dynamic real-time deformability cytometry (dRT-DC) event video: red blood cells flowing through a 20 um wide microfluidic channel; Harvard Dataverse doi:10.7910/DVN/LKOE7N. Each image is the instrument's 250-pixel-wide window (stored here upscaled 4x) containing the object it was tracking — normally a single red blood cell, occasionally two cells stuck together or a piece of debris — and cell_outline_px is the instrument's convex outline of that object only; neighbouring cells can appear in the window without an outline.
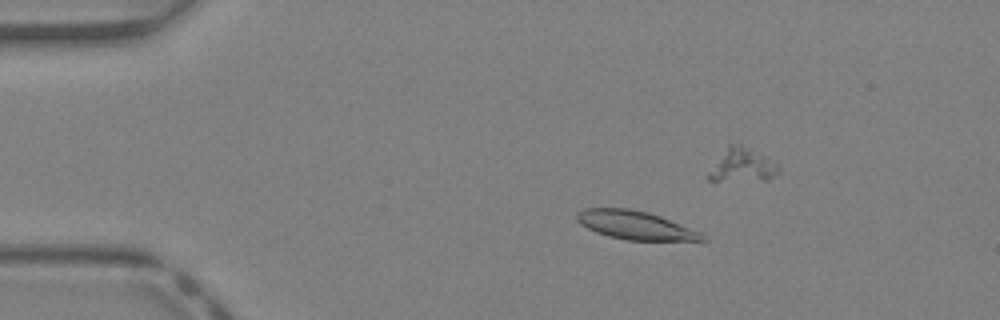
{"species": "Egyptian fruit bat (a non-hibernating species)", "species_latin": "Rousettus aegyptiacus", "temperature_condition": "warm", "stored_images_in_passage": 38, "camera_frame_rate_fps": 3000, "um_per_image_px": 0.085, "animal": {"sex": "female"}, "frame": {"image": 1, "passage_image": 3, "time_ms": 0.667, "image_size_px": [1000, 320], "cell_outline_px": [[708, 240], [628, 240], [608, 236], [596, 232], [580, 224], [576, 220], [576, 212], [584, 208], [628, 208], [648, 212], [660, 216], [700, 232]], "centroid_in_image_um": [53.94, 19.13], "position_along_channel_um": 31.1, "area_um2": 20.63}}
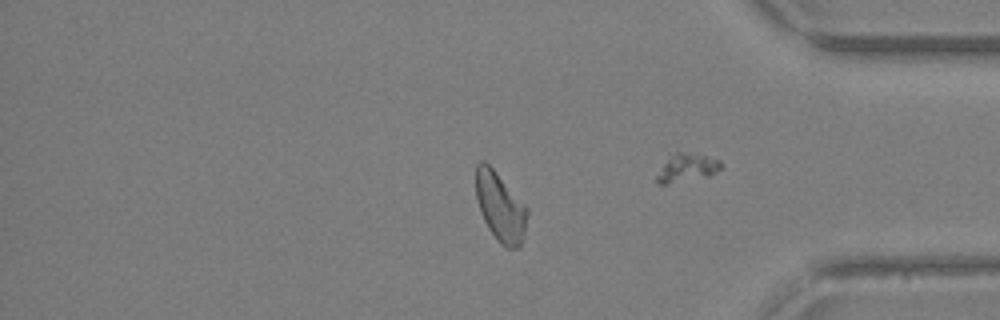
{"frame": {"image": 2, "passage_image": 30, "time_ms": 9.667, "image_size_px": [1000, 320], "cell_outline_px": [[528, 212], [524, 232], [520, 244], [516, 248], [508, 248], [500, 244], [488, 228], [480, 212], [476, 196], [476, 164], [480, 160], [484, 160], [492, 168], [528, 208]], "centroid_in_image_um": [42.5, 17.58], "position_along_channel_um": 392.7, "area_um2": 20.35}}
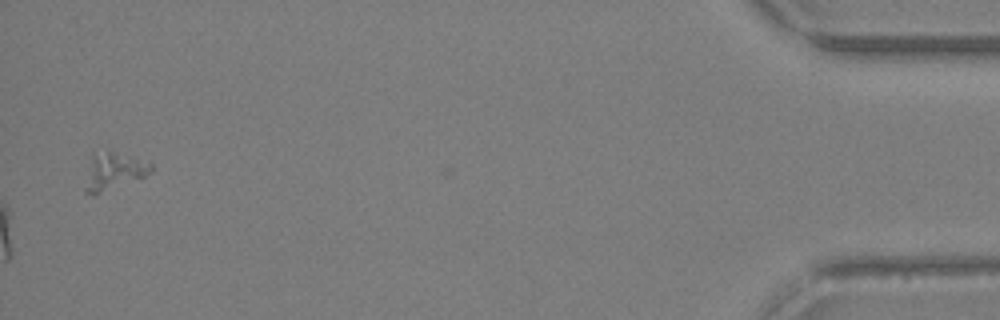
{"frame": {"image": 3, "passage_image": 38, "time_ms": 12.333, "image_size_px": [1000, 320], "cell_outline_px": [[152, 172], [144, 176], [92, 196], [84, 192], [84, 188], [92, 156], [108, 152], [112, 152], [148, 160], [152, 164]], "centroid_in_image_um": [9.69, 14.59], "position_along_channel_um": 425.5, "area_um2": 13.76}, "authors_computed_cell_mechanics": {"area_um2": 20.6924, "velocity_mm_per_s": 4.9232, "shape_relaxation_time_tau1_ms": null, "shape_relaxation_time_tau2_ms": 8.046, "deformation_change_tau1": null, "deformation_change_tau2": 0.1733}}